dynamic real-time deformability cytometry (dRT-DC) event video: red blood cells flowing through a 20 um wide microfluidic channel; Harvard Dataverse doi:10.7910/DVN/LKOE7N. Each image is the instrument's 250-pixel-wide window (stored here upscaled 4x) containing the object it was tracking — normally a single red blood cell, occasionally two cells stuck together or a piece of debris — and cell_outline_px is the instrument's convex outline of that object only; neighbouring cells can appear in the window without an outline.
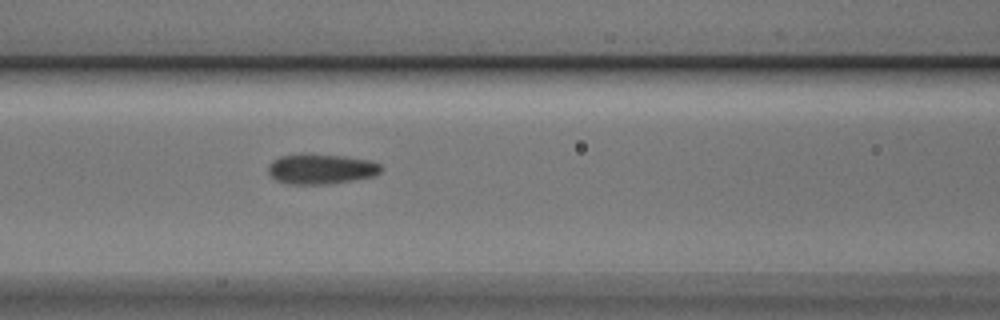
{"species": "Egyptian fruit bat (a non-hibernating species)", "species_latin": "Rousettus aegyptiacus", "temperature_condition": "cold", "stored_images_in_passage": 5, "camera_frame_rate_fps": 3000, "um_per_image_px": 0.085, "animal": {"sex": "male"}, "frame": {"image": 1, "passage_image": 5, "time_ms": 1.333, "image_size_px": [1000, 320], "cell_outline_px": [[384, 168], [376, 176], [332, 184], [288, 184], [276, 180], [268, 172], [268, 164], [272, 160], [280, 156], [300, 152], [344, 156], [372, 160], [380, 164]], "centroid_in_image_um": [27.3, 14.34], "position_along_channel_um": 139.3, "area_um2": 20.46}}